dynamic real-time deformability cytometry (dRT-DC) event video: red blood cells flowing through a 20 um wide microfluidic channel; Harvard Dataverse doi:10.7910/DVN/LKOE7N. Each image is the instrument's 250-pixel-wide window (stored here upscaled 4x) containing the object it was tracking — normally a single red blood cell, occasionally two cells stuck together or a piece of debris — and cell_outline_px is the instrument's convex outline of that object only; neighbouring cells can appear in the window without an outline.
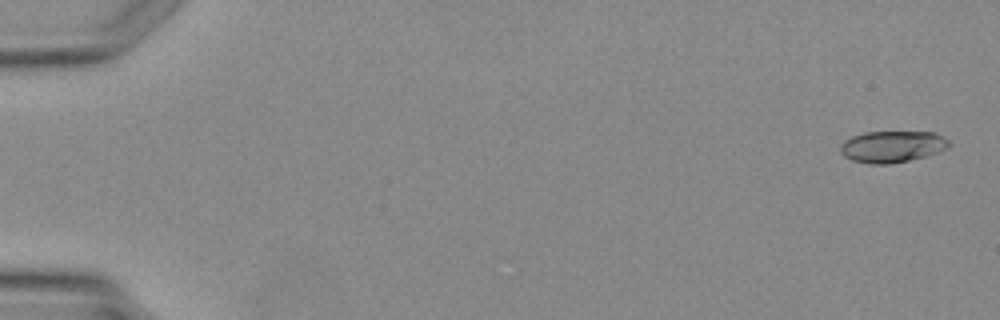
{"species": "Egyptian fruit bat (a non-hibernating species)", "species_latin": "Rousettus aegyptiacus", "temperature_condition": "warm", "stored_images_in_passage": 4, "camera_frame_rate_fps": 3000, "um_per_image_px": 0.085, "animal": {"sex": "female"}, "frame": {"image": 1, "passage_image": 1, "time_ms": 0.0, "image_size_px": [1000, 320], "cell_outline_px": [[952, 144], [948, 148], [924, 156], [892, 164], [868, 164], [852, 160], [844, 156], [840, 152], [840, 144], [844, 140], [852, 136], [864, 132], [932, 132], [944, 136]], "centroid_in_image_um": [75.82, 12.46], "position_along_channel_um": 9.2, "area_um2": 20.06}}
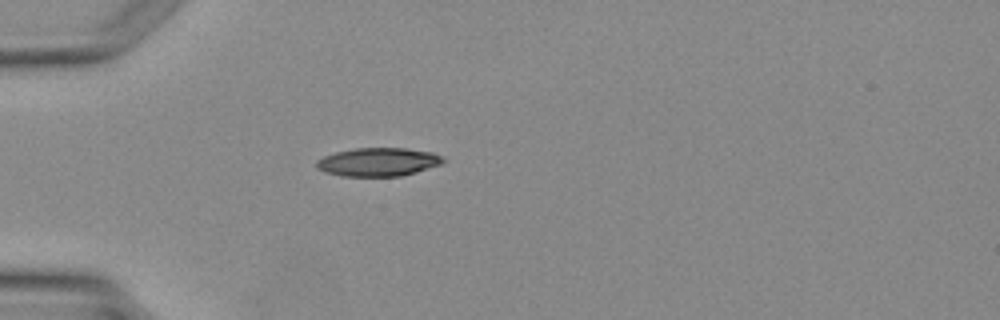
{"frame": {"image": 2, "passage_image": 4, "time_ms": 3.667, "image_size_px": [1000, 320], "cell_outline_px": [[444, 160], [440, 164], [416, 172], [400, 176], [340, 176], [324, 172], [316, 168], [316, 160], [324, 156], [336, 152], [356, 148], [404, 148], [432, 152], [444, 156]], "centroid_in_image_um": [32.12, 13.77], "position_along_channel_um": 52.9, "area_um2": 20.98}}